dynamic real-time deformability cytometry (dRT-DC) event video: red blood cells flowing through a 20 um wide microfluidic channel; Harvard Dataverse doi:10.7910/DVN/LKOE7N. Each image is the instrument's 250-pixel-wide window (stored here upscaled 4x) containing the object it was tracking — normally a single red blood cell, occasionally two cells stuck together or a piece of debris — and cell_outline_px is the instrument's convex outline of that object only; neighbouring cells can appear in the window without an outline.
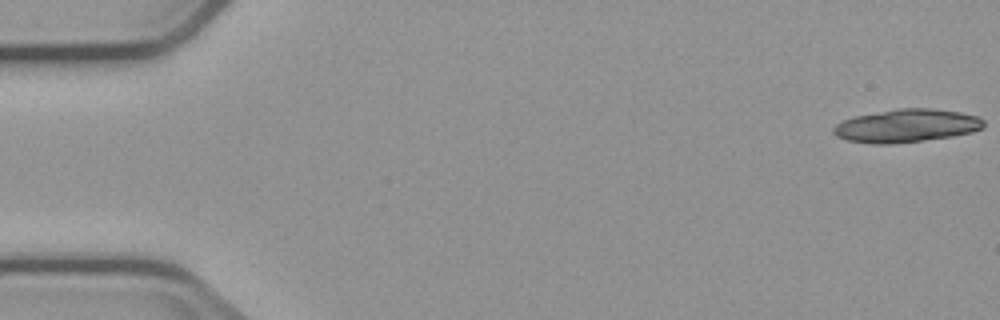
{"species": "common noctule bat (a hibernating species)", "species_latin": "Nyctalus noctula", "temperature_condition": "cold", "stored_images_in_passage": 9, "camera_frame_rate_fps": 3000, "um_per_image_px": 0.085, "animal": {"sex": "male", "body_mass_g": 23.1, "forearm_length_mm": 52.7}, "frame": {"image": 1, "passage_image": 1, "time_ms": 0.0, "image_size_px": [1000, 320], "cell_outline_px": [[984, 128], [972, 132], [952, 136], [892, 144], [872, 144], [848, 140], [836, 136], [832, 132], [832, 128], [836, 124], [844, 120], [856, 116], [900, 108], [932, 108], [960, 112], [976, 116], [984, 120]], "centroid_in_image_um": [77.06, 10.69], "position_along_channel_um": 7.9, "area_um2": 28.84}}
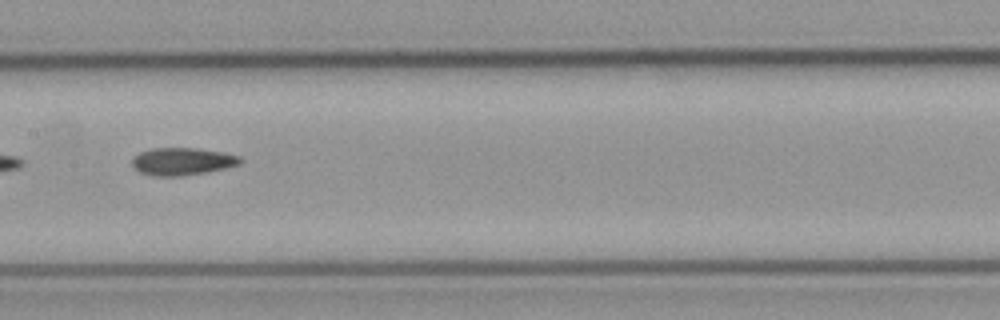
{"frame": {"image": 2, "passage_image": 8, "time_ms": 9.0, "image_size_px": [1000, 320], "cell_outline_px": [[240, 164], [224, 168], [204, 172], [180, 176], [152, 176], [140, 172], [132, 164], [132, 160], [140, 152], [152, 148], [196, 148], [224, 152], [240, 156]], "centroid_in_image_um": [15.49, 13.71], "position_along_channel_um": 191.9, "area_um2": 17.11}}
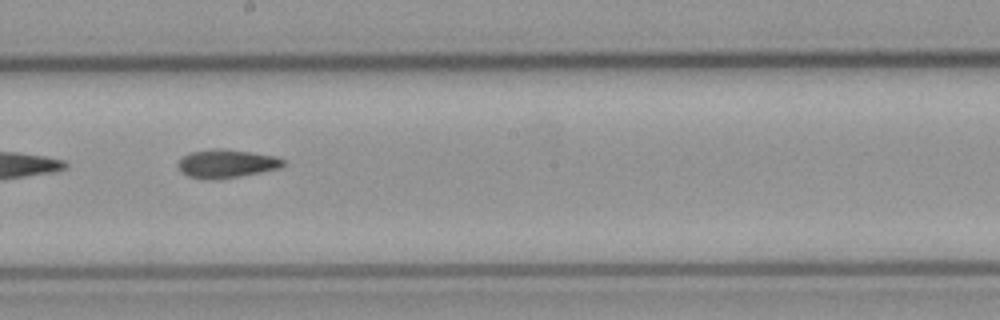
{"frame": {"image": 3, "passage_image": 9, "time_ms": 10.0, "image_size_px": [1000, 320], "cell_outline_px": [[284, 164], [280, 168], [240, 176], [216, 180], [204, 180], [188, 176], [180, 172], [176, 164], [188, 152], [212, 148], [220, 148], [276, 156], [284, 160]], "centroid_in_image_um": [19.19, 13.92], "position_along_channel_um": 229.0, "area_um2": 17.57}}